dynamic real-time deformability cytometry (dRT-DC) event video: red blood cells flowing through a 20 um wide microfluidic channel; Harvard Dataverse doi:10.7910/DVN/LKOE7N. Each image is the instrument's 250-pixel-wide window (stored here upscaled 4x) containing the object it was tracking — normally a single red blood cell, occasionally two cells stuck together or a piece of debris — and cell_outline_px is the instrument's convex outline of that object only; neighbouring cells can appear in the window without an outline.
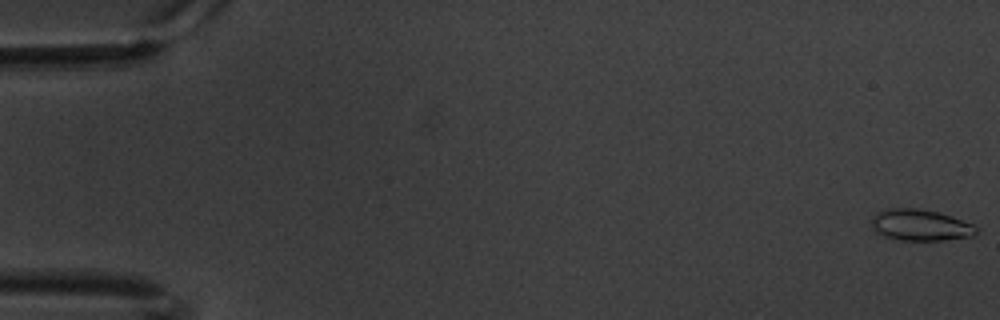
{"species": "common noctule bat (a hibernating species)", "species_latin": "Nyctalus noctula", "temperature_condition": "warm", "stored_images_in_passage": 61, "camera_frame_rate_fps": 3000, "um_per_image_px": 0.085, "animal": {"sex": "male", "body_mass_g": 20.1, "forearm_length_mm": 53.5}, "frame": {"image": 1, "passage_image": 1, "time_ms": 0.0, "image_size_px": [1000, 320], "cell_outline_px": [[976, 232], [972, 236], [944, 240], [900, 240], [880, 236], [872, 228], [872, 216], [876, 212], [892, 208], [916, 208], [940, 212], [952, 216], [972, 224], [976, 228]], "centroid_in_image_um": [78.18, 19.13], "position_along_channel_um": 6.8, "area_um2": 19.19}}
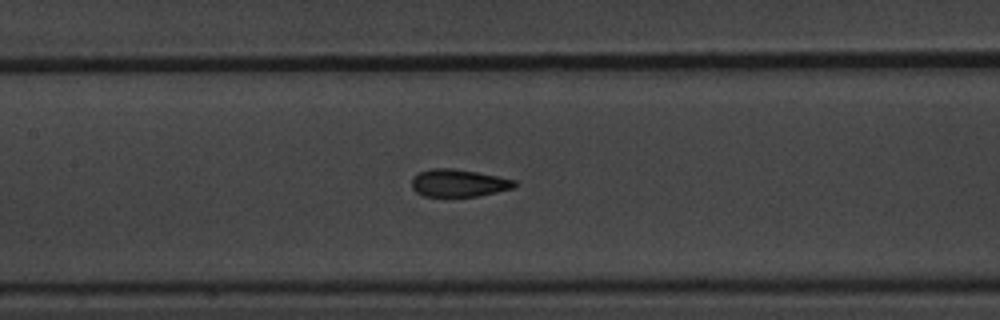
{"frame": {"image": 2, "passage_image": 29, "time_ms": 9.333, "image_size_px": [1000, 320], "cell_outline_px": [[516, 184], [512, 188], [480, 196], [424, 196], [416, 192], [412, 188], [412, 176], [420, 172], [432, 168], [452, 168], [476, 172], [516, 180]], "centroid_in_image_um": [38.95, 15.55], "position_along_channel_um": 168.5, "area_um2": 16.36}}
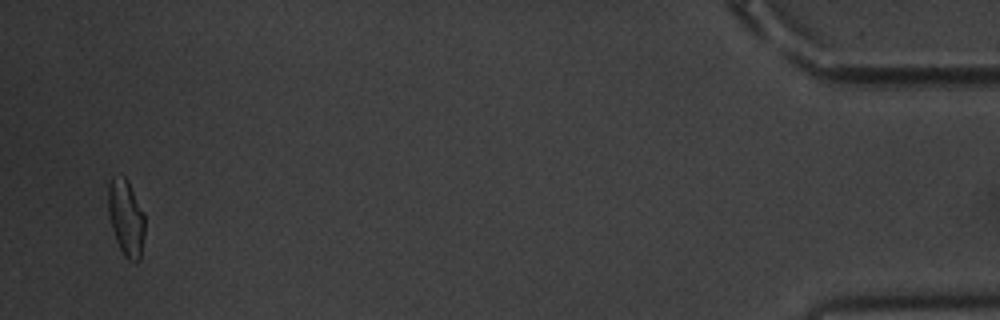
{"frame": {"image": 3, "passage_image": 59, "time_ms": 19.333, "image_size_px": [1000, 320], "cell_outline_px": [[144, 236], [140, 260], [128, 260], [124, 256], [116, 240], [112, 228], [108, 212], [108, 184], [112, 176], [124, 176], [128, 180], [144, 212]], "centroid_in_image_um": [10.71, 18.48], "position_along_channel_um": 424.5, "area_um2": 16.36}, "authors_computed_cell_mechanics": {"area_um2": 16.9932, "velocity_mm_per_s": 3.3791, "shape_relaxation_time_tau1_ms": 4.7231, "shape_relaxation_time_tau2_ms": 1.2208, "deformation_change_tau1": 0.1415, "deformation_change_tau2": 0.0751}}